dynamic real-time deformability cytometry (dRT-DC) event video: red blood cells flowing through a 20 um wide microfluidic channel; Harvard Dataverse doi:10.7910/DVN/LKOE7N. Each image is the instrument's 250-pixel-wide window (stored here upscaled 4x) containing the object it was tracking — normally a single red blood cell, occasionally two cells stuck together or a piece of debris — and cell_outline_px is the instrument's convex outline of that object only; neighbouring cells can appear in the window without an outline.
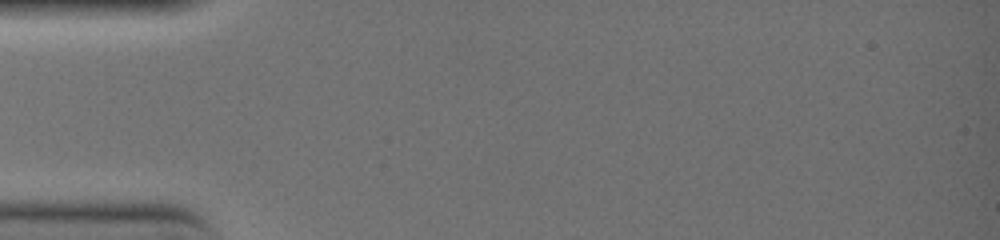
{"species": "common noctule bat (a hibernating species)", "species_latin": "Nyctalus noctula", "temperature_condition": "warm", "stored_images_in_passage": 1, "camera_frame_rate_fps": 3000, "um_per_image_px": 0.085, "animal": {"sex": "female", "body_mass_g": 19.0, "forearm_length_mm": 51.5}, "frame": {"image": 1, "passage_image": 1, "time_ms": 0.0, "image_size_px": [1000, 240], "cell_outline_px": [[156, 164], [148, 168], [32, 168], [20, 164], [20, 160], [48, 156], [80, 156], [156, 160]], "centroid_in_image_um": [7.31, 13.82], "position_along_channel_um": 77.7, "area_um2": 10.0}}